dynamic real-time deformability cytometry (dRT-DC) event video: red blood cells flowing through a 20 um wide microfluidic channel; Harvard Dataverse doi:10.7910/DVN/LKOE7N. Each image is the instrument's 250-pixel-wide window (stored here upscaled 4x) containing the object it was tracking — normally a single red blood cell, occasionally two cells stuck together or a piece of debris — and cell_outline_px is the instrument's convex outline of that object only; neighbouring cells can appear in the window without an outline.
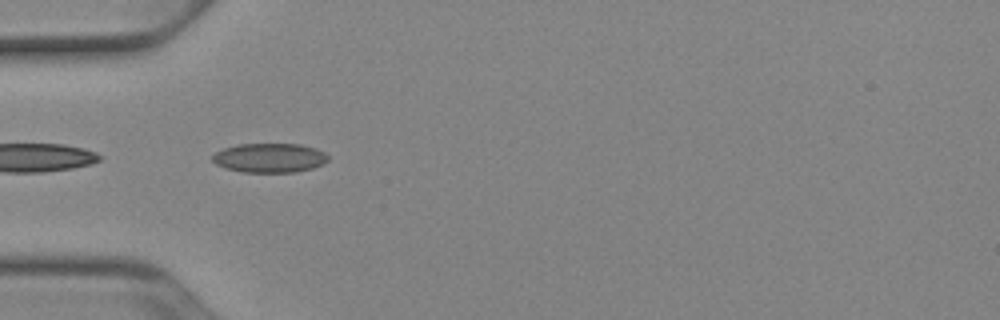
{"species": "Egyptian fruit bat (a non-hibernating species)", "species_latin": "Rousettus aegyptiacus", "temperature_condition": "cold", "stored_images_in_passage": 22, "camera_frame_rate_fps": 3000, "um_per_image_px": 0.085, "animal": {"sex": "female"}, "frame": {"image": 1, "passage_image": 1, "time_ms": 0.0, "image_size_px": [1000, 320], "cell_outline_px": [[328, 160], [324, 164], [312, 168], [296, 172], [240, 172], [224, 168], [216, 164], [212, 160], [212, 156], [216, 152], [224, 148], [236, 144], [300, 144], [316, 148], [324, 152], [328, 156]], "centroid_in_image_um": [22.91, 13.42], "position_along_channel_um": 62.1, "area_um2": 19.88}}
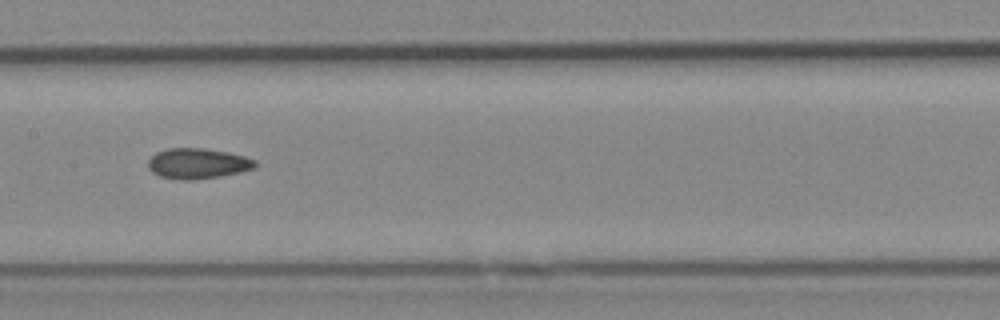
{"frame": {"image": 2, "passage_image": 11, "time_ms": 3.333, "image_size_px": [1000, 320], "cell_outline_px": [[256, 168], [220, 176], [192, 180], [180, 180], [160, 176], [152, 172], [148, 168], [148, 160], [156, 152], [168, 148], [204, 148], [228, 152], [244, 156], [256, 160]], "centroid_in_image_um": [16.79, 13.89], "position_along_channel_um": 190.6, "area_um2": 19.02}}
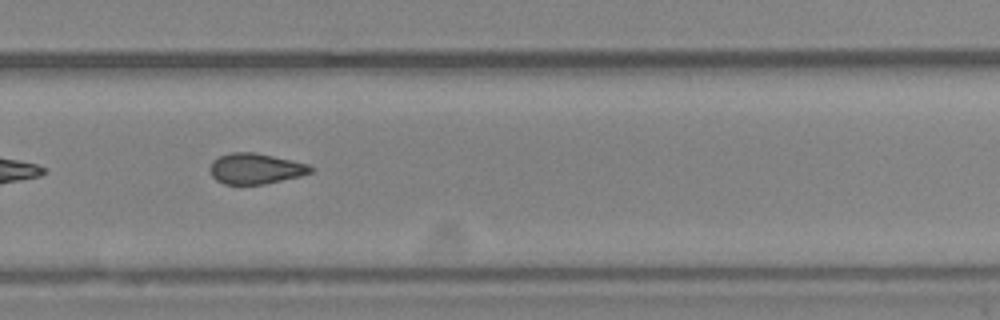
{"frame": {"image": 3, "passage_image": 20, "time_ms": 6.333, "image_size_px": [1000, 320], "cell_outline_px": [[316, 168], [312, 172], [300, 176], [264, 184], [224, 184], [216, 180], [212, 176], [208, 168], [212, 160], [220, 156], [232, 152], [256, 152], [308, 164]], "centroid_in_image_um": [21.71, 14.33], "position_along_channel_um": 308.1, "area_um2": 18.09}}